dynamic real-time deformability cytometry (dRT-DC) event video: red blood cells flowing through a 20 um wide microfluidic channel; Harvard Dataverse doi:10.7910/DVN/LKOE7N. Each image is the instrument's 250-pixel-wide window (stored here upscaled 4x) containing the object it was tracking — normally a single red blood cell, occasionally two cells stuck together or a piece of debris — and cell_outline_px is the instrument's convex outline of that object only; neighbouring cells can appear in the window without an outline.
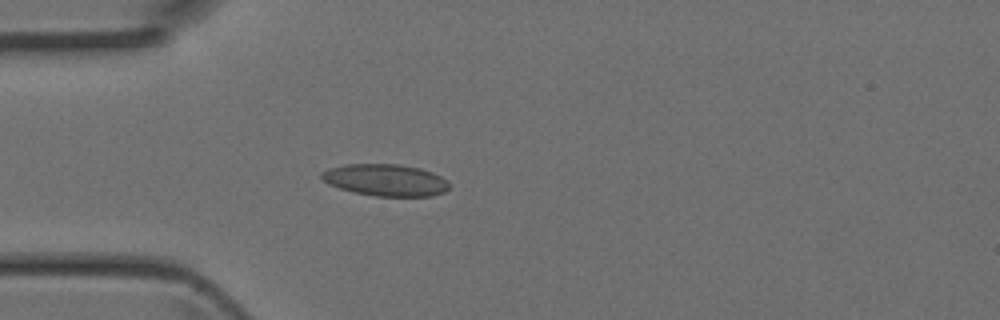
{"species": "Egyptian fruit bat (a non-hibernating species)", "species_latin": "Rousettus aegyptiacus", "temperature_condition": "room temperature", "stored_images_in_passage": 2, "camera_frame_rate_fps": 3000, "um_per_image_px": 0.085, "animal": {"sex": "female"}, "frame": {"image": 1, "passage_image": 2, "time_ms": 0.333, "image_size_px": [1000, 320], "cell_outline_px": [[448, 188], [444, 192], [432, 196], [376, 196], [356, 192], [340, 188], [328, 184], [320, 176], [320, 172], [328, 168], [344, 164], [400, 164], [420, 168], [432, 172], [448, 180]], "centroid_in_image_um": [32.76, 15.29], "position_along_channel_um": 52.2, "area_um2": 23.7}}